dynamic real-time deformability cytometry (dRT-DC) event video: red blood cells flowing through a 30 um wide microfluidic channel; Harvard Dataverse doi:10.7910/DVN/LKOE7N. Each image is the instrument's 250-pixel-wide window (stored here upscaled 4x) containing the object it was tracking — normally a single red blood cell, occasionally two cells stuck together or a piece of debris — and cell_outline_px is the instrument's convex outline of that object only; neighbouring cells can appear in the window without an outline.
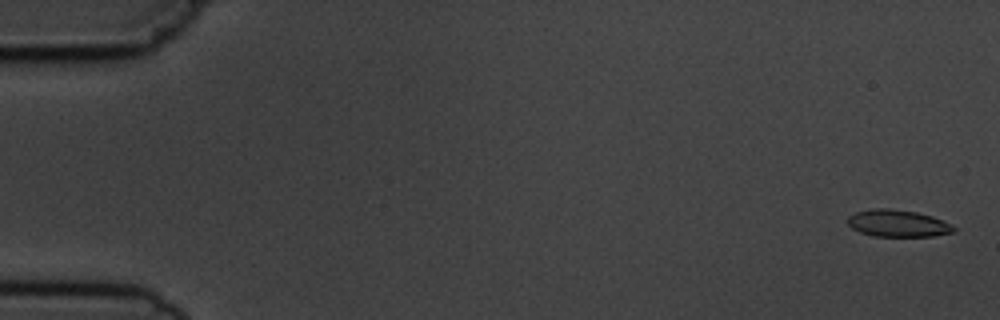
{"species": "common noctule bat (a hibernating species)", "species_latin": "Nyctalus noctula", "temperature_condition": "cold", "stored_images_in_passage": 9, "camera_frame_rate_fps": 3000, "um_per_image_px": 0.085, "animal": {"sex": "male", "body_mass_g": 19.5, "forearm_length_mm": 54.6}, "frame": {"image": 1, "passage_image": 1, "time_ms": 0.0, "image_size_px": [1000, 320], "cell_outline_px": [[956, 232], [932, 236], [872, 236], [860, 232], [852, 228], [848, 224], [848, 216], [856, 212], [876, 208], [888, 208], [916, 212], [932, 216], [956, 228]], "centroid_in_image_um": [76.29, 18.99], "position_along_channel_um": 8.7, "area_um2": 16.53}}
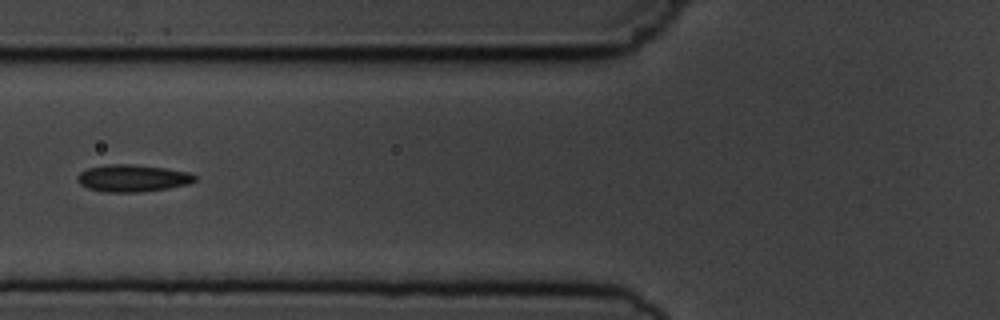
{"frame": {"image": 2, "passage_image": 6, "time_ms": 6.667, "image_size_px": [1000, 320], "cell_outline_px": [[196, 180], [188, 184], [168, 188], [140, 192], [104, 192], [88, 188], [80, 184], [76, 180], [76, 176], [80, 172], [88, 168], [108, 164], [132, 164], [164, 168], [188, 172], [196, 176]], "centroid_in_image_um": [11.24, 15.15], "position_along_channel_um": 114.6, "area_um2": 18.55}}
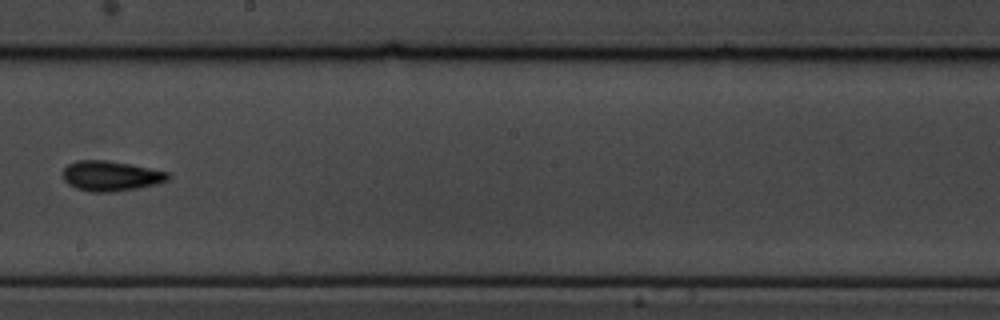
{"frame": {"image": 3, "passage_image": 9, "time_ms": 10.0, "image_size_px": [1000, 320], "cell_outline_px": [[172, 176], [168, 180], [156, 184], [136, 188], [112, 192], [88, 192], [76, 188], [68, 184], [60, 176], [64, 168], [68, 164], [76, 160], [104, 160], [132, 164], [168, 172]], "centroid_in_image_um": [9.39, 14.95], "position_along_channel_um": 238.8, "area_um2": 18.67}}